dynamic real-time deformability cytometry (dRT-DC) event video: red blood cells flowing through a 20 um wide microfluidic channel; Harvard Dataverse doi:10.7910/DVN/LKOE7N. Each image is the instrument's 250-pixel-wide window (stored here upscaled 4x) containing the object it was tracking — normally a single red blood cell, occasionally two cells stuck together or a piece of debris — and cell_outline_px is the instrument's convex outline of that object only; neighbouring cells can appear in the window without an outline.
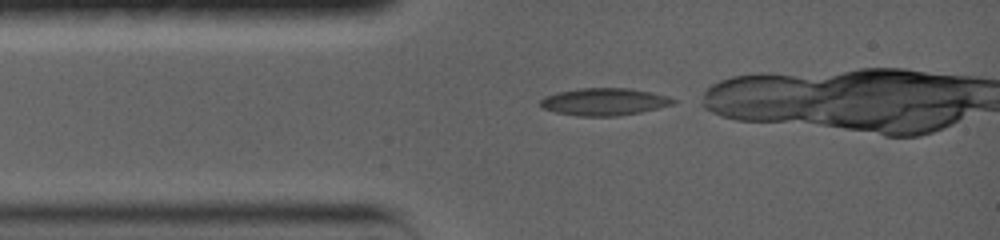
{"species": "common noctule bat (a hibernating species)", "species_latin": "Nyctalus noctula", "temperature_condition": "warm", "stored_images_in_passage": 20, "camera_frame_rate_fps": 5000, "um_per_image_px": 0.085, "animal": {"sex": "female", "body_mass_g": 19.0, "forearm_length_mm": 56.7}, "frame": {"image": 1, "passage_image": 1, "time_ms": 0.0, "image_size_px": [1000, 240], "cell_outline_px": [[680, 100], [672, 104], [640, 112], [616, 116], [580, 116], [556, 112], [544, 108], [540, 104], [540, 100], [544, 96], [556, 92], [580, 88], [628, 88], [652, 92], [668, 96]], "centroid_in_image_um": [51.37, 8.64], "position_along_channel_um": 33.6, "area_um2": 21.1}}
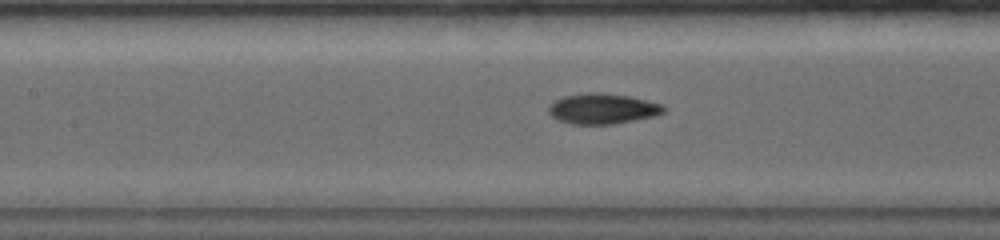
{"frame": {"image": 2, "passage_image": 9, "time_ms": 3.6, "image_size_px": [1000, 240], "cell_outline_px": [[668, 108], [664, 112], [656, 116], [612, 124], [572, 124], [556, 120], [548, 112], [548, 108], [556, 100], [564, 96], [584, 92], [600, 92], [628, 96], [664, 104]], "centroid_in_image_um": [51.24, 9.24], "position_along_channel_um": 156.2, "area_um2": 20.58}}
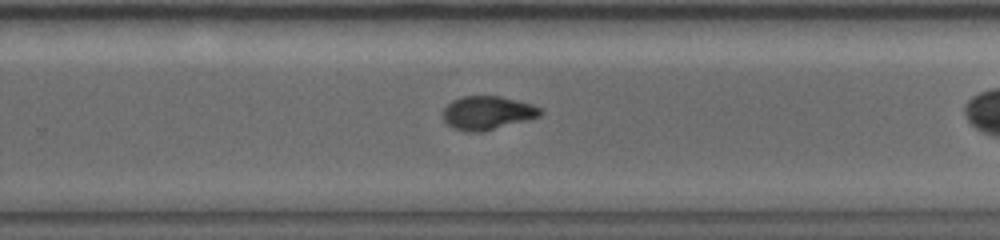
{"frame": {"image": 3, "passage_image": 16, "time_ms": 7.2, "image_size_px": [1000, 240], "cell_outline_px": [[544, 112], [540, 116], [528, 120], [484, 132], [468, 132], [452, 128], [444, 120], [444, 108], [452, 100], [460, 96], [500, 96], [532, 104], [540, 108]], "centroid_in_image_um": [41.44, 9.6], "position_along_channel_um": 288.4, "area_um2": 19.19}}